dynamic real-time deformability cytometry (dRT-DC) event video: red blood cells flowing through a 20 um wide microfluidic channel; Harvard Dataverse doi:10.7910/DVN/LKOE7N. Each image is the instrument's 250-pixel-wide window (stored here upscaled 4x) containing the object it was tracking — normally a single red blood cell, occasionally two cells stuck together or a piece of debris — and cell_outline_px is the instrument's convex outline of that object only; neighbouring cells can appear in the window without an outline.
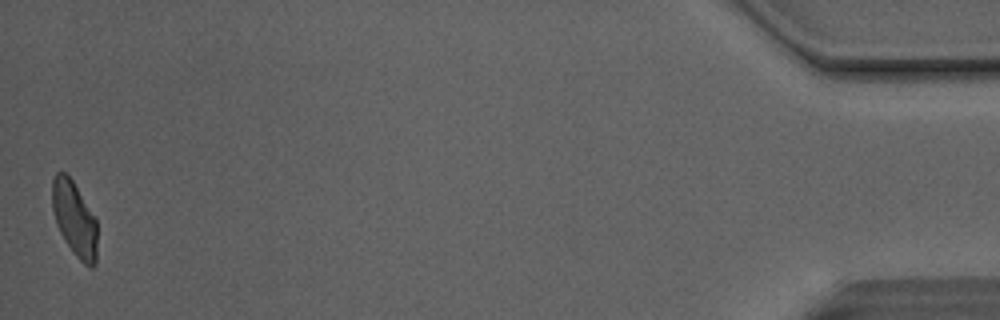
{"species": "Egyptian fruit bat (a non-hibernating species)", "species_latin": "Rousettus aegyptiacus", "temperature_condition": "room temperature", "stored_images_in_passage": 49, "camera_frame_rate_fps": 3000, "um_per_image_px": 0.085, "animal": {"sex": "male"}, "frame": {"image": 1, "passage_image": 49, "time_ms": 16.0, "image_size_px": [1000, 320], "cell_outline_px": [[96, 264], [92, 268], [88, 268], [72, 252], [64, 240], [56, 224], [52, 208], [52, 180], [56, 172], [64, 172], [72, 180], [96, 216]], "centroid_in_image_um": [6.33, 18.62], "position_along_channel_um": 428.9, "area_um2": 19.83}, "authors_computed_cell_mechanics": {"area_um2": 21.386, "velocity_mm_per_s": 4.1242, "shape_relaxation_time_tau1_ms": 7.2232, "shape_relaxation_time_tau2_ms": 1.4071, "deformation_change_tau1": 0.1771, "deformation_change_tau2": 0.0772}}